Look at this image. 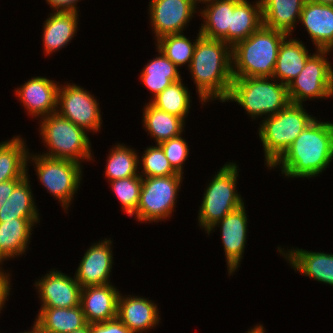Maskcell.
<instances>
[{"label":"cell","instance_id":"6da1fadb","mask_svg":"<svg viewBox=\"0 0 333 333\" xmlns=\"http://www.w3.org/2000/svg\"><path fill=\"white\" fill-rule=\"evenodd\" d=\"M333 160V123L314 119L270 167L288 178L316 177Z\"/></svg>","mask_w":333,"mask_h":333},{"label":"cell","instance_id":"7a4b0ae2","mask_svg":"<svg viewBox=\"0 0 333 333\" xmlns=\"http://www.w3.org/2000/svg\"><path fill=\"white\" fill-rule=\"evenodd\" d=\"M201 103L225 102L233 82L231 47L222 40L201 36L189 66Z\"/></svg>","mask_w":333,"mask_h":333},{"label":"cell","instance_id":"3957f363","mask_svg":"<svg viewBox=\"0 0 333 333\" xmlns=\"http://www.w3.org/2000/svg\"><path fill=\"white\" fill-rule=\"evenodd\" d=\"M286 33L262 25L231 48L233 78L272 77Z\"/></svg>","mask_w":333,"mask_h":333},{"label":"cell","instance_id":"277c9868","mask_svg":"<svg viewBox=\"0 0 333 333\" xmlns=\"http://www.w3.org/2000/svg\"><path fill=\"white\" fill-rule=\"evenodd\" d=\"M276 81L273 77L233 78L225 102H237L253 120L275 115L290 103L287 85Z\"/></svg>","mask_w":333,"mask_h":333},{"label":"cell","instance_id":"5b68a950","mask_svg":"<svg viewBox=\"0 0 333 333\" xmlns=\"http://www.w3.org/2000/svg\"><path fill=\"white\" fill-rule=\"evenodd\" d=\"M262 118L258 134L269 169L316 117L309 115L303 104L289 103L277 114Z\"/></svg>","mask_w":333,"mask_h":333},{"label":"cell","instance_id":"8992f818","mask_svg":"<svg viewBox=\"0 0 333 333\" xmlns=\"http://www.w3.org/2000/svg\"><path fill=\"white\" fill-rule=\"evenodd\" d=\"M41 120L40 135L43 143L47 145L48 152L40 155L80 164L86 159L93 160L91 142L84 129L61 117L57 112L42 117Z\"/></svg>","mask_w":333,"mask_h":333},{"label":"cell","instance_id":"52a82bcc","mask_svg":"<svg viewBox=\"0 0 333 333\" xmlns=\"http://www.w3.org/2000/svg\"><path fill=\"white\" fill-rule=\"evenodd\" d=\"M238 170L235 163H225L207 185L198 212V223L206 233L218 221L244 204L236 190Z\"/></svg>","mask_w":333,"mask_h":333},{"label":"cell","instance_id":"ba28073f","mask_svg":"<svg viewBox=\"0 0 333 333\" xmlns=\"http://www.w3.org/2000/svg\"><path fill=\"white\" fill-rule=\"evenodd\" d=\"M29 160L35 163L40 183L58 199L64 211H67L72 198L74 199V195L80 187L81 164L71 160L49 158L40 154L30 155V153L28 162Z\"/></svg>","mask_w":333,"mask_h":333},{"label":"cell","instance_id":"9c48e42d","mask_svg":"<svg viewBox=\"0 0 333 333\" xmlns=\"http://www.w3.org/2000/svg\"><path fill=\"white\" fill-rule=\"evenodd\" d=\"M182 176L177 173L170 176L142 177L140 201L132 216L141 223H156L169 218L176 205Z\"/></svg>","mask_w":333,"mask_h":333},{"label":"cell","instance_id":"30bf717a","mask_svg":"<svg viewBox=\"0 0 333 333\" xmlns=\"http://www.w3.org/2000/svg\"><path fill=\"white\" fill-rule=\"evenodd\" d=\"M330 51L316 49L308 58L301 73L287 86L290 103L333 96V67L325 58Z\"/></svg>","mask_w":333,"mask_h":333},{"label":"cell","instance_id":"8fae6325","mask_svg":"<svg viewBox=\"0 0 333 333\" xmlns=\"http://www.w3.org/2000/svg\"><path fill=\"white\" fill-rule=\"evenodd\" d=\"M57 113L85 131L98 132L102 125L100 105L90 92L76 85H60ZM60 107V108H59Z\"/></svg>","mask_w":333,"mask_h":333},{"label":"cell","instance_id":"7c38bea8","mask_svg":"<svg viewBox=\"0 0 333 333\" xmlns=\"http://www.w3.org/2000/svg\"><path fill=\"white\" fill-rule=\"evenodd\" d=\"M197 6L190 0H150L149 12L156 40L169 34L183 33Z\"/></svg>","mask_w":333,"mask_h":333},{"label":"cell","instance_id":"4fadbf2b","mask_svg":"<svg viewBox=\"0 0 333 333\" xmlns=\"http://www.w3.org/2000/svg\"><path fill=\"white\" fill-rule=\"evenodd\" d=\"M51 270L40 280L35 281L41 307L72 308L80 305L81 285L61 271Z\"/></svg>","mask_w":333,"mask_h":333},{"label":"cell","instance_id":"5bb4252c","mask_svg":"<svg viewBox=\"0 0 333 333\" xmlns=\"http://www.w3.org/2000/svg\"><path fill=\"white\" fill-rule=\"evenodd\" d=\"M111 245L112 240L105 238L85 251L74 276L82 288L111 284L109 280L113 264Z\"/></svg>","mask_w":333,"mask_h":333},{"label":"cell","instance_id":"9a60e30c","mask_svg":"<svg viewBox=\"0 0 333 333\" xmlns=\"http://www.w3.org/2000/svg\"><path fill=\"white\" fill-rule=\"evenodd\" d=\"M247 214L244 204L238 209L230 212L222 220L218 221L208 232L211 231L218 225L222 231V243L226 256L228 274L231 276L232 273L238 269L241 263L242 255L244 253L246 239H247Z\"/></svg>","mask_w":333,"mask_h":333},{"label":"cell","instance_id":"2e32d148","mask_svg":"<svg viewBox=\"0 0 333 333\" xmlns=\"http://www.w3.org/2000/svg\"><path fill=\"white\" fill-rule=\"evenodd\" d=\"M59 86L53 80L37 76L15 91L28 114L42 118L57 112Z\"/></svg>","mask_w":333,"mask_h":333},{"label":"cell","instance_id":"e0dca14e","mask_svg":"<svg viewBox=\"0 0 333 333\" xmlns=\"http://www.w3.org/2000/svg\"><path fill=\"white\" fill-rule=\"evenodd\" d=\"M157 305L152 300L119 293L117 318L133 333L152 329L160 322Z\"/></svg>","mask_w":333,"mask_h":333},{"label":"cell","instance_id":"ac0fdd59","mask_svg":"<svg viewBox=\"0 0 333 333\" xmlns=\"http://www.w3.org/2000/svg\"><path fill=\"white\" fill-rule=\"evenodd\" d=\"M112 284L81 289L80 305L86 322L98 323L117 318L119 291Z\"/></svg>","mask_w":333,"mask_h":333},{"label":"cell","instance_id":"d6986e66","mask_svg":"<svg viewBox=\"0 0 333 333\" xmlns=\"http://www.w3.org/2000/svg\"><path fill=\"white\" fill-rule=\"evenodd\" d=\"M299 21L317 50H333V5L306 0Z\"/></svg>","mask_w":333,"mask_h":333},{"label":"cell","instance_id":"ffe728a7","mask_svg":"<svg viewBox=\"0 0 333 333\" xmlns=\"http://www.w3.org/2000/svg\"><path fill=\"white\" fill-rule=\"evenodd\" d=\"M278 252L289 261L294 270L302 275L333 286L332 253L306 251L302 248L284 251L281 247H278Z\"/></svg>","mask_w":333,"mask_h":333},{"label":"cell","instance_id":"44dd1931","mask_svg":"<svg viewBox=\"0 0 333 333\" xmlns=\"http://www.w3.org/2000/svg\"><path fill=\"white\" fill-rule=\"evenodd\" d=\"M39 220V218H16L0 222V264H3L4 260L26 252L32 228L40 222Z\"/></svg>","mask_w":333,"mask_h":333},{"label":"cell","instance_id":"7402d4cb","mask_svg":"<svg viewBox=\"0 0 333 333\" xmlns=\"http://www.w3.org/2000/svg\"><path fill=\"white\" fill-rule=\"evenodd\" d=\"M78 12L54 11L43 25V46L48 55L64 48L75 36L78 26Z\"/></svg>","mask_w":333,"mask_h":333},{"label":"cell","instance_id":"603a6c76","mask_svg":"<svg viewBox=\"0 0 333 333\" xmlns=\"http://www.w3.org/2000/svg\"><path fill=\"white\" fill-rule=\"evenodd\" d=\"M241 0H210L200 11L204 23L200 34L209 39L222 40L229 45V28H231V13Z\"/></svg>","mask_w":333,"mask_h":333},{"label":"cell","instance_id":"cb8c5ba5","mask_svg":"<svg viewBox=\"0 0 333 333\" xmlns=\"http://www.w3.org/2000/svg\"><path fill=\"white\" fill-rule=\"evenodd\" d=\"M286 36L279 46L273 78L289 85L303 70L311 56L302 41Z\"/></svg>","mask_w":333,"mask_h":333},{"label":"cell","instance_id":"d4e9b609","mask_svg":"<svg viewBox=\"0 0 333 333\" xmlns=\"http://www.w3.org/2000/svg\"><path fill=\"white\" fill-rule=\"evenodd\" d=\"M306 0H261L263 25L291 35Z\"/></svg>","mask_w":333,"mask_h":333},{"label":"cell","instance_id":"484cf974","mask_svg":"<svg viewBox=\"0 0 333 333\" xmlns=\"http://www.w3.org/2000/svg\"><path fill=\"white\" fill-rule=\"evenodd\" d=\"M34 323L42 333H71L88 324L81 305L72 308L40 307Z\"/></svg>","mask_w":333,"mask_h":333},{"label":"cell","instance_id":"4316f807","mask_svg":"<svg viewBox=\"0 0 333 333\" xmlns=\"http://www.w3.org/2000/svg\"><path fill=\"white\" fill-rule=\"evenodd\" d=\"M20 136L0 143V183L28 175V148Z\"/></svg>","mask_w":333,"mask_h":333},{"label":"cell","instance_id":"83f0119b","mask_svg":"<svg viewBox=\"0 0 333 333\" xmlns=\"http://www.w3.org/2000/svg\"><path fill=\"white\" fill-rule=\"evenodd\" d=\"M263 25L261 0L255 5L248 0H241L231 13V28H229V46L232 48L238 42L248 38Z\"/></svg>","mask_w":333,"mask_h":333},{"label":"cell","instance_id":"f1b7e54d","mask_svg":"<svg viewBox=\"0 0 333 333\" xmlns=\"http://www.w3.org/2000/svg\"><path fill=\"white\" fill-rule=\"evenodd\" d=\"M144 129L160 144L183 135L185 120L153 106L150 102L143 109Z\"/></svg>","mask_w":333,"mask_h":333},{"label":"cell","instance_id":"f546056e","mask_svg":"<svg viewBox=\"0 0 333 333\" xmlns=\"http://www.w3.org/2000/svg\"><path fill=\"white\" fill-rule=\"evenodd\" d=\"M159 56L150 60L143 68L140 80L151 91L152 99L173 82L181 80L178 67L158 49Z\"/></svg>","mask_w":333,"mask_h":333},{"label":"cell","instance_id":"4dcf8cb0","mask_svg":"<svg viewBox=\"0 0 333 333\" xmlns=\"http://www.w3.org/2000/svg\"><path fill=\"white\" fill-rule=\"evenodd\" d=\"M27 175L0 208V222L16 218H39Z\"/></svg>","mask_w":333,"mask_h":333},{"label":"cell","instance_id":"1f68e13d","mask_svg":"<svg viewBox=\"0 0 333 333\" xmlns=\"http://www.w3.org/2000/svg\"><path fill=\"white\" fill-rule=\"evenodd\" d=\"M138 157L135 150L117 143L112 147L106 161L105 176L108 181L140 175L137 170L140 161Z\"/></svg>","mask_w":333,"mask_h":333},{"label":"cell","instance_id":"d6a6232c","mask_svg":"<svg viewBox=\"0 0 333 333\" xmlns=\"http://www.w3.org/2000/svg\"><path fill=\"white\" fill-rule=\"evenodd\" d=\"M190 93L182 79L173 82L158 94L150 103L156 108L185 120L190 109Z\"/></svg>","mask_w":333,"mask_h":333},{"label":"cell","instance_id":"836d02e7","mask_svg":"<svg viewBox=\"0 0 333 333\" xmlns=\"http://www.w3.org/2000/svg\"><path fill=\"white\" fill-rule=\"evenodd\" d=\"M202 35L198 33L195 42H191L184 34H169L160 37L156 40L157 49H160L164 55L177 67L188 63V68L191 64L193 52L197 40Z\"/></svg>","mask_w":333,"mask_h":333},{"label":"cell","instance_id":"e575fe53","mask_svg":"<svg viewBox=\"0 0 333 333\" xmlns=\"http://www.w3.org/2000/svg\"><path fill=\"white\" fill-rule=\"evenodd\" d=\"M112 191L121 202L122 210L130 217L136 212L140 201L142 177L140 175L110 181Z\"/></svg>","mask_w":333,"mask_h":333},{"label":"cell","instance_id":"d590c367","mask_svg":"<svg viewBox=\"0 0 333 333\" xmlns=\"http://www.w3.org/2000/svg\"><path fill=\"white\" fill-rule=\"evenodd\" d=\"M139 165H142L143 170L141 171L142 174L139 173L141 177H161L177 174L159 144L147 147L143 156H141Z\"/></svg>","mask_w":333,"mask_h":333},{"label":"cell","instance_id":"8d00e7d4","mask_svg":"<svg viewBox=\"0 0 333 333\" xmlns=\"http://www.w3.org/2000/svg\"><path fill=\"white\" fill-rule=\"evenodd\" d=\"M172 168L180 174H183V165L189 155V147L186 140L181 137H173L159 144Z\"/></svg>","mask_w":333,"mask_h":333},{"label":"cell","instance_id":"74e56055","mask_svg":"<svg viewBox=\"0 0 333 333\" xmlns=\"http://www.w3.org/2000/svg\"><path fill=\"white\" fill-rule=\"evenodd\" d=\"M90 333H133L126 325H124L118 318L90 323Z\"/></svg>","mask_w":333,"mask_h":333},{"label":"cell","instance_id":"f35d334b","mask_svg":"<svg viewBox=\"0 0 333 333\" xmlns=\"http://www.w3.org/2000/svg\"><path fill=\"white\" fill-rule=\"evenodd\" d=\"M1 265V264H0ZM9 273H6L5 271L2 270L0 267V311L2 310L4 303L8 299V296L10 295V290H11V280L9 281Z\"/></svg>","mask_w":333,"mask_h":333},{"label":"cell","instance_id":"ab89813d","mask_svg":"<svg viewBox=\"0 0 333 333\" xmlns=\"http://www.w3.org/2000/svg\"><path fill=\"white\" fill-rule=\"evenodd\" d=\"M79 0H46L47 4L53 8L54 11H77V2Z\"/></svg>","mask_w":333,"mask_h":333},{"label":"cell","instance_id":"60d3db41","mask_svg":"<svg viewBox=\"0 0 333 333\" xmlns=\"http://www.w3.org/2000/svg\"><path fill=\"white\" fill-rule=\"evenodd\" d=\"M23 179H11L5 182L0 183V208L4 205L5 201L12 194L14 188L22 181Z\"/></svg>","mask_w":333,"mask_h":333},{"label":"cell","instance_id":"b9f144b4","mask_svg":"<svg viewBox=\"0 0 333 333\" xmlns=\"http://www.w3.org/2000/svg\"><path fill=\"white\" fill-rule=\"evenodd\" d=\"M247 333H265L263 324L256 325L253 329H250Z\"/></svg>","mask_w":333,"mask_h":333},{"label":"cell","instance_id":"7bdbcfd3","mask_svg":"<svg viewBox=\"0 0 333 333\" xmlns=\"http://www.w3.org/2000/svg\"><path fill=\"white\" fill-rule=\"evenodd\" d=\"M71 333H90V324H87L85 327L75 330Z\"/></svg>","mask_w":333,"mask_h":333},{"label":"cell","instance_id":"ee69618b","mask_svg":"<svg viewBox=\"0 0 333 333\" xmlns=\"http://www.w3.org/2000/svg\"><path fill=\"white\" fill-rule=\"evenodd\" d=\"M314 3L333 5V0H307Z\"/></svg>","mask_w":333,"mask_h":333},{"label":"cell","instance_id":"f6af8a7d","mask_svg":"<svg viewBox=\"0 0 333 333\" xmlns=\"http://www.w3.org/2000/svg\"><path fill=\"white\" fill-rule=\"evenodd\" d=\"M22 333H42L41 329L34 323L31 331H25Z\"/></svg>","mask_w":333,"mask_h":333},{"label":"cell","instance_id":"bcb514c9","mask_svg":"<svg viewBox=\"0 0 333 333\" xmlns=\"http://www.w3.org/2000/svg\"><path fill=\"white\" fill-rule=\"evenodd\" d=\"M195 6H197L198 3L202 2V3H207L210 0H190Z\"/></svg>","mask_w":333,"mask_h":333}]
</instances>
